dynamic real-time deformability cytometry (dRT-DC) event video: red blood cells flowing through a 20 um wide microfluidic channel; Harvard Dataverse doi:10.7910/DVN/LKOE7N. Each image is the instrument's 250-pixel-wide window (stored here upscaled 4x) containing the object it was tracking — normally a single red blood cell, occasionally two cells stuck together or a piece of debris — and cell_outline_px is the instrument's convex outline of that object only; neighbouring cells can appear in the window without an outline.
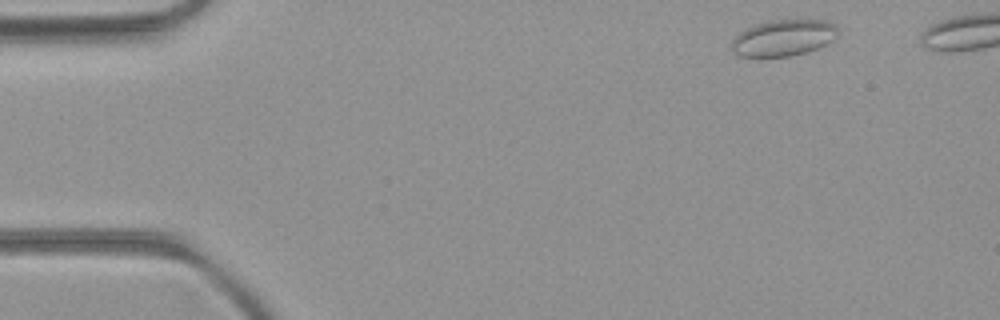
{"species": "common noctule bat (a hibernating species)", "species_latin": "Nyctalus noctula", "temperature_condition": "room temperature", "stored_images_in_passage": 43, "camera_frame_rate_fps": 3000, "um_per_image_px": 0.085, "animal": {"sex": "female", "body_mass_g": 21.9}, "frame": {"image": 1, "passage_image": 2, "time_ms": 0.333, "image_size_px": [1000, 320], "cell_outline_px": [[836, 36], [832, 40], [816, 48], [792, 56], [740, 56], [732, 52], [732, 40], [744, 28], [768, 20], [824, 20], [836, 24]], "centroid_in_image_um": [66.55, 3.2], "position_along_channel_um": 18.4, "area_um2": 22.25}}
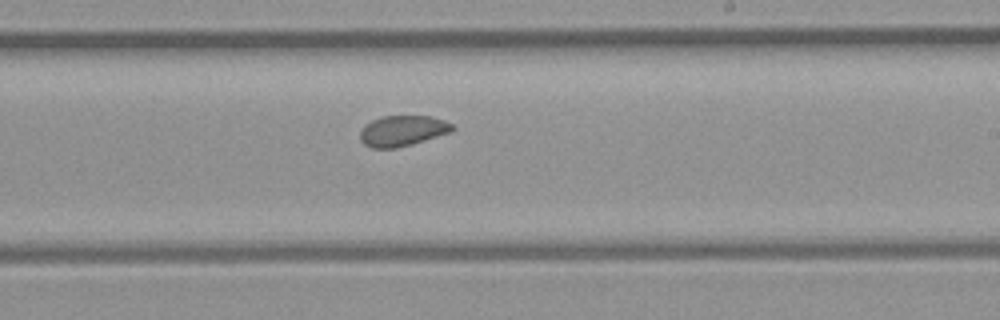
{"frame": {"image": 2, "passage_image": 27, "time_ms": 8.667, "image_size_px": [1000, 320], "cell_outline_px": [[456, 128], [452, 132], [412, 144], [396, 148], [372, 148], [364, 144], [360, 140], [360, 132], [372, 120], [380, 116], [432, 116], [444, 120], [452, 124]], "centroid_in_image_um": [34.25, 11.12], "position_along_channel_um": 254.8, "area_um2": 16.47}}
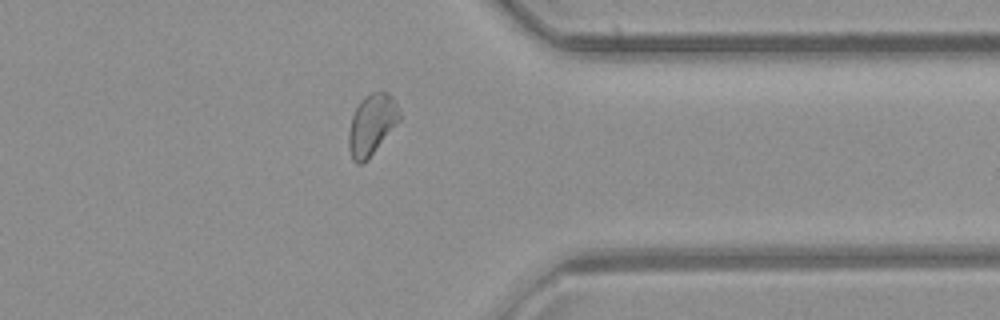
{"frame": {"image": 3, "passage_image": 37, "time_ms": 12.0, "image_size_px": [1000, 320], "cell_outline_px": [[400, 120], [372, 152], [360, 164], [356, 164], [352, 160], [348, 148], [348, 132], [352, 116], [360, 100], [364, 96], [372, 92], [388, 92], [392, 96], [400, 112]], "centroid_in_image_um": [31.57, 10.55], "position_along_channel_um": 379.8, "area_um2": 17.63}}